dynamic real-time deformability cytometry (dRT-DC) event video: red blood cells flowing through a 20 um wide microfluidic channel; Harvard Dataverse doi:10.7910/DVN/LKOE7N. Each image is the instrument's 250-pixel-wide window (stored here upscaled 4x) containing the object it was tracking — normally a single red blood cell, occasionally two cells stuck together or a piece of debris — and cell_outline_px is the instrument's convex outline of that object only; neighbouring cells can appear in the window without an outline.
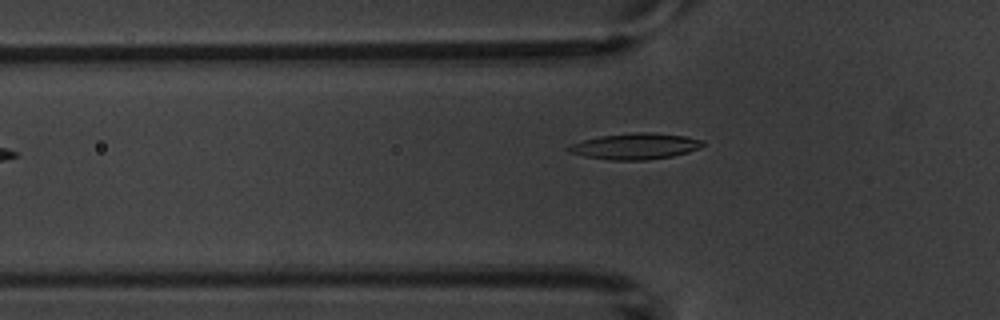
{"species": "common noctule bat (a hibernating species)", "species_latin": "Nyctalus noctula", "temperature_condition": "warm", "stored_images_in_passage": 5, "camera_frame_rate_fps": 3000, "um_per_image_px": 0.085, "animal": {"sex": "male", "body_mass_g": 20.1, "forearm_length_mm": 53.5}, "frame": {"image": 1, "passage_image": 5, "time_ms": 5.333, "image_size_px": [1000, 320], "cell_outline_px": [[704, 144], [700, 148], [688, 152], [672, 156], [648, 160], [612, 160], [584, 156], [568, 152], [564, 148], [572, 144], [584, 140], [600, 136], [632, 132], [648, 132], [684, 136], [704, 140]], "centroid_in_image_um": [53.99, 12.43], "position_along_channel_um": 71.8, "area_um2": 20.4}}